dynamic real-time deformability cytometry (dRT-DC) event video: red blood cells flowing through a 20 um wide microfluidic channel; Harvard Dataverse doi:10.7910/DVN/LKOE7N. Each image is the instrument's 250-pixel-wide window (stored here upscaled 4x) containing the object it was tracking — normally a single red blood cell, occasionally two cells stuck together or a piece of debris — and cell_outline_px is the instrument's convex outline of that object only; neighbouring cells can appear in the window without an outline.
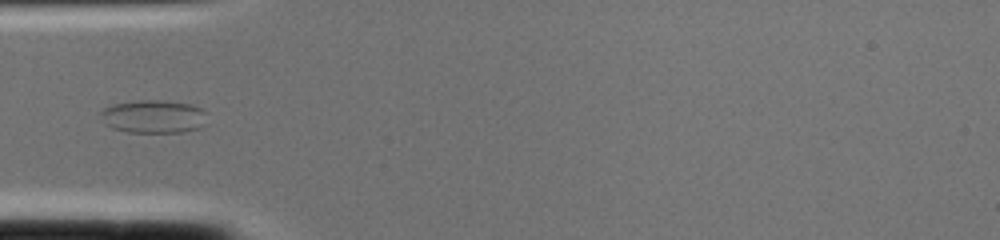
{"species": "common noctule bat (a hibernating species)", "species_latin": "Nyctalus noctula", "temperature_condition": "cold", "stored_images_in_passage": 2, "camera_frame_rate_fps": 3000, "um_per_image_px": 0.085, "animal": {"sex": "female", "body_mass_g": 22.0, "forearm_length_mm": 56.7}, "frame": {"image": 1, "passage_image": 2, "time_ms": 0.333, "image_size_px": [1000, 240], "cell_outline_px": [[204, 112], [200, 128], [180, 132], [128, 132], [112, 128], [108, 124], [100, 112], [104, 108], [112, 104], [136, 100], [160, 100], [192, 104], [200, 108]], "centroid_in_image_um": [13.02, 9.89], "position_along_channel_um": 72.0, "area_um2": 20.11}}